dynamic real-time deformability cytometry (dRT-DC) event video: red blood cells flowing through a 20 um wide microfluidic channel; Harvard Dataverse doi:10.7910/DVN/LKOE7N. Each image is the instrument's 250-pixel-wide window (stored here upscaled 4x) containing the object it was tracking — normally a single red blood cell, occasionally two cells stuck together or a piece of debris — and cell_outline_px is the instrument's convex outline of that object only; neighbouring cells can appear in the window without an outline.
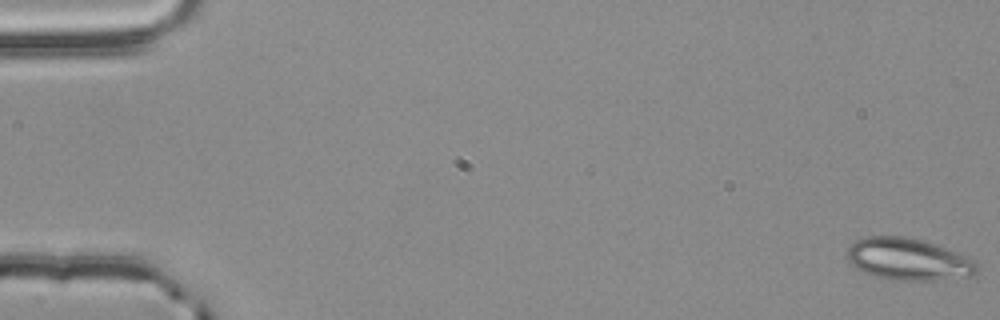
{"species": "common noctule bat (a hibernating species)", "species_latin": "Nyctalus noctula", "temperature_condition": "room temperature", "stored_images_in_passage": 57, "camera_frame_rate_fps": 3000, "um_per_image_px": 0.085, "animal": {"sex": "male", "body_mass_g": 20.4}, "frame": {"image": 1, "passage_image": 1, "time_ms": 0.0, "image_size_px": [1000, 320], "cell_outline_px": [[980, 272], [976, 276], [936, 280], [888, 280], [872, 276], [856, 268], [848, 260], [848, 248], [856, 240], [868, 236], [904, 236], [924, 240], [936, 244], [968, 256], [976, 260], [980, 264]], "centroid_in_image_um": [77.3, 22.05], "position_along_channel_um": 7.7, "area_um2": 32.43}}
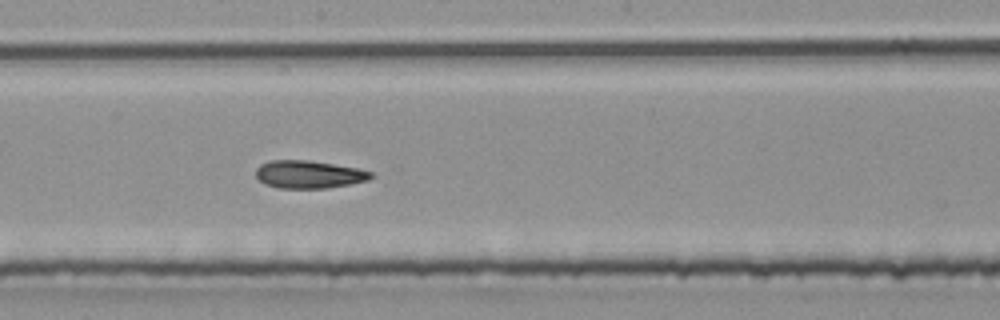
{"frame": {"image": 2, "passage_image": 31, "time_ms": 10.0, "image_size_px": [1000, 320], "cell_outline_px": [[372, 176], [368, 180], [328, 188], [276, 188], [264, 184], [256, 176], [256, 168], [260, 164], [268, 160], [308, 160], [356, 168], [372, 172]], "centroid_in_image_um": [26.19, 14.82], "position_along_channel_um": 222.0, "area_um2": 18.55}}
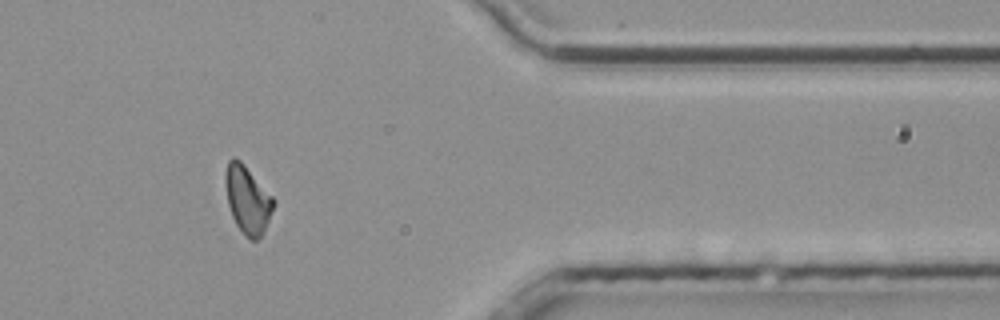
{"frame": {"image": 3, "passage_image": 46, "time_ms": 15.0, "image_size_px": [1000, 320], "cell_outline_px": [[276, 204], [264, 232], [256, 240], [252, 240], [236, 224], [232, 216], [228, 204], [224, 180], [224, 176], [228, 160], [232, 156], [236, 156], [244, 164], [276, 200]], "centroid_in_image_um": [21.05, 16.92], "position_along_channel_um": 390.4, "area_um2": 19.02}, "authors_computed_cell_mechanics": {"area_um2": 18.6694, "velocity_mm_per_s": 3.812, "shape_relaxation_time_tau1_ms": null, "shape_relaxation_time_tau2_ms": 8.8306, "deformation_change_tau1": null, "deformation_change_tau2": 0.1829}}